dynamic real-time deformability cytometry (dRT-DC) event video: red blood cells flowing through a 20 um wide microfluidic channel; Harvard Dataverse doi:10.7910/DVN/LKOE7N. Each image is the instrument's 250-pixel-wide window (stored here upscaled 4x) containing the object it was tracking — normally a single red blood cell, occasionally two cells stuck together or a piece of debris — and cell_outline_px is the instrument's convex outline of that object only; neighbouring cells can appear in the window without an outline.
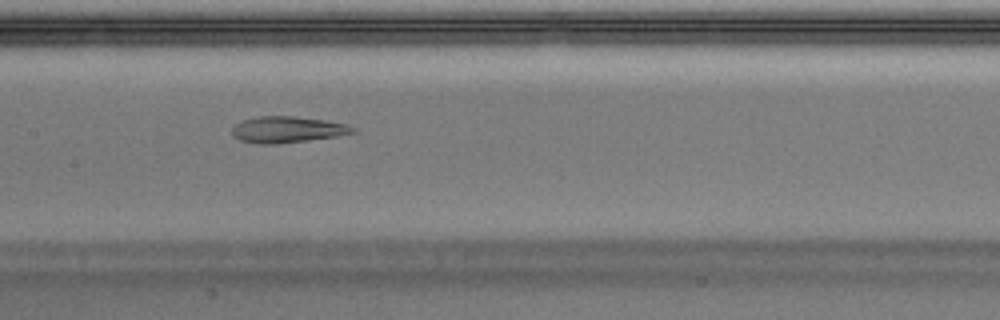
{"species": "Egyptian fruit bat (a non-hibernating species)", "species_latin": "Rousettus aegyptiacus", "temperature_condition": "warm", "stored_images_in_passage": 36, "camera_frame_rate_fps": 3000, "um_per_image_px": 0.085, "animal": {"sex": "male"}, "frame": {"image": 1, "passage_image": 11, "time_ms": 3.333, "image_size_px": [1000, 320], "cell_outline_px": [[356, 132], [340, 136], [276, 144], [256, 144], [240, 140], [232, 136], [232, 128], [236, 124], [244, 120], [256, 116], [296, 116], [324, 120], [348, 124], [356, 128]], "centroid_in_image_um": [24.44, 11.01], "position_along_channel_um": 183.0, "area_um2": 18.67}, "authors_computed_cell_mechanics": {"area_um2": 19.4208, "velocity_mm_per_s": 4.0482, "shape_relaxation_time_tau1_ms": null, "shape_relaxation_time_tau2_ms": 2.057, "deformation_change_tau1": null, "deformation_change_tau2": 0.0933}}